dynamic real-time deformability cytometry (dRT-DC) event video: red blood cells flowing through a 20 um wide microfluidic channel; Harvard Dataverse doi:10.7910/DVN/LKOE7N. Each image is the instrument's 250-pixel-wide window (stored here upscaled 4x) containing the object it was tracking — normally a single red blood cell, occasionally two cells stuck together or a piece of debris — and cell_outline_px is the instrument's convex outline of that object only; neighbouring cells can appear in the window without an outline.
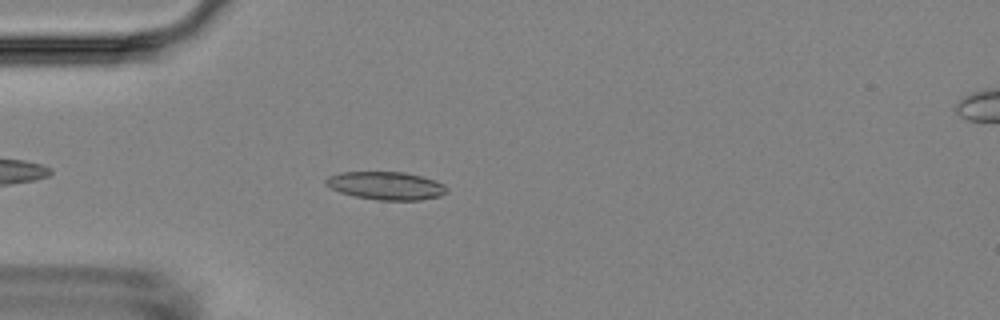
{"species": "Egyptian fruit bat (a non-hibernating species)", "species_latin": "Rousettus aegyptiacus", "temperature_condition": "room temperature", "stored_images_in_passage": 43, "camera_frame_rate_fps": 3000, "um_per_image_px": 0.085, "animal": {"sex": "female"}, "frame": {"image": 1, "passage_image": 6, "time_ms": 1.667, "image_size_px": [1000, 320], "cell_outline_px": [[448, 192], [440, 196], [420, 200], [376, 200], [356, 196], [340, 192], [324, 184], [324, 180], [328, 176], [340, 172], [404, 172], [436, 180], [444, 184], [448, 188]], "centroid_in_image_um": [32.83, 15.78], "position_along_channel_um": 52.2, "area_um2": 19.83}}
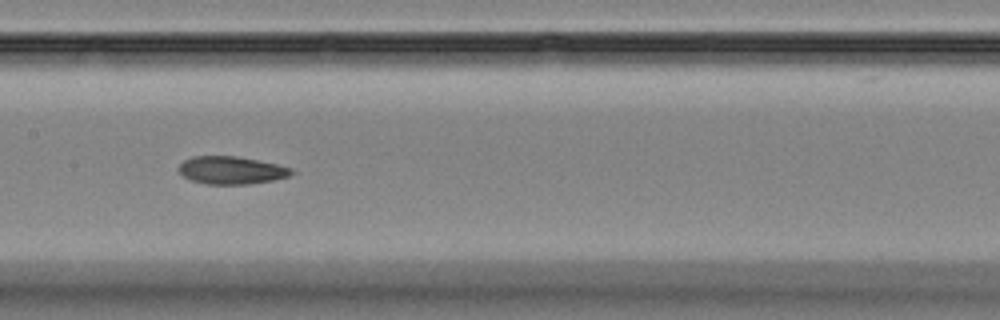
{"frame": {"image": 2, "passage_image": 18, "time_ms": 5.667, "image_size_px": [1000, 320], "cell_outline_px": [[296, 172], [288, 176], [272, 180], [248, 184], [204, 184], [192, 180], [184, 176], [180, 172], [180, 164], [184, 160], [192, 156], [236, 156], [276, 164], [288, 168]], "centroid_in_image_um": [19.64, 14.47], "position_along_channel_um": 187.8, "area_um2": 17.92}}
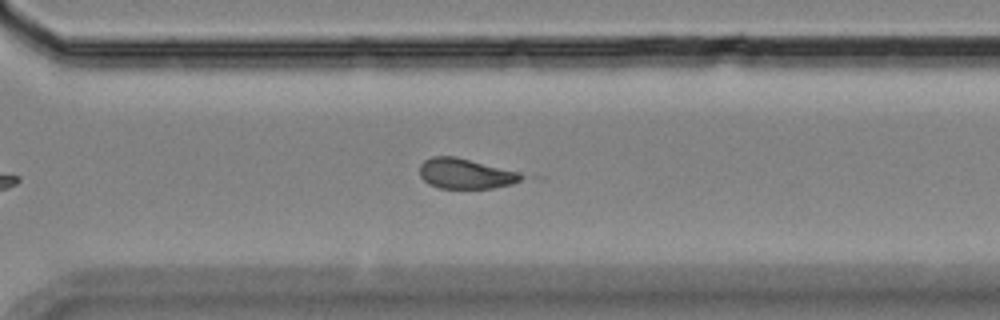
{"frame": {"image": 3, "passage_image": 30, "time_ms": 9.667, "image_size_px": [1000, 320], "cell_outline_px": [[544, 180], [492, 188], [440, 188], [428, 184], [420, 176], [420, 164], [424, 160], [432, 156], [456, 156], [544, 176]], "centroid_in_image_um": [40.02, 14.77], "position_along_channel_um": 330.6, "area_um2": 19.88}}